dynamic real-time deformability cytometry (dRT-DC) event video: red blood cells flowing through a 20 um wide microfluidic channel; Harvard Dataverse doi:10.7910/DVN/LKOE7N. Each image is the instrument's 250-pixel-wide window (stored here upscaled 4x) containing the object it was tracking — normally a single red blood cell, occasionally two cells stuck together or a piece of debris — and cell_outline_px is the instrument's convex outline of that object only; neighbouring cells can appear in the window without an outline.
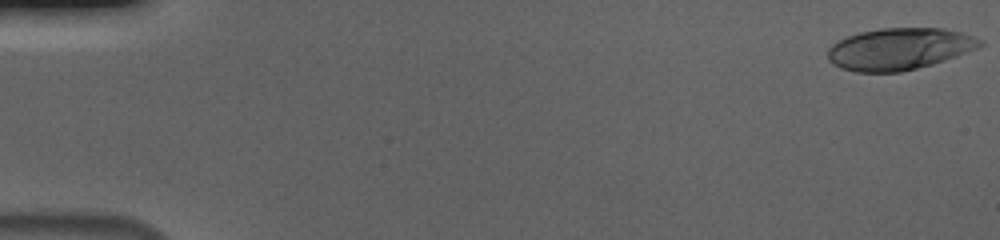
{"species": "human", "species_latin": "Homo sapiens", "temperature_condition": "cold", "stored_images_in_passage": 56, "camera_frame_rate_fps": 3000, "um_per_image_px": 0.085, "donor": {"sex": "male"}, "frame": {"image": 1, "passage_image": 1, "time_ms": 0.0, "image_size_px": [1000, 240], "cell_outline_px": [[984, 44], [976, 48], [956, 56], [932, 64], [900, 72], [856, 72], [840, 68], [832, 64], [828, 60], [828, 48], [832, 44], [848, 36], [860, 32], [880, 28], [944, 28], [960, 32], [984, 40]], "centroid_in_image_um": [76.42, 4.16], "position_along_channel_um": 8.6, "area_um2": 36.99}}
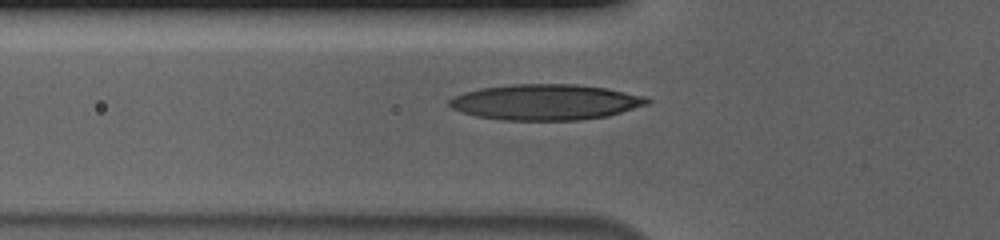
{"frame": {"image": 2, "passage_image": 20, "time_ms": 6.333, "image_size_px": [1000, 240], "cell_outline_px": [[652, 100], [648, 104], [608, 116], [580, 120], [504, 120], [476, 116], [452, 108], [448, 104], [448, 100], [452, 96], [464, 92], [480, 88], [508, 84], [576, 84], [608, 88], [644, 96]], "centroid_in_image_um": [46.37, 8.67], "position_along_channel_um": 79.4, "area_um2": 41.33}}
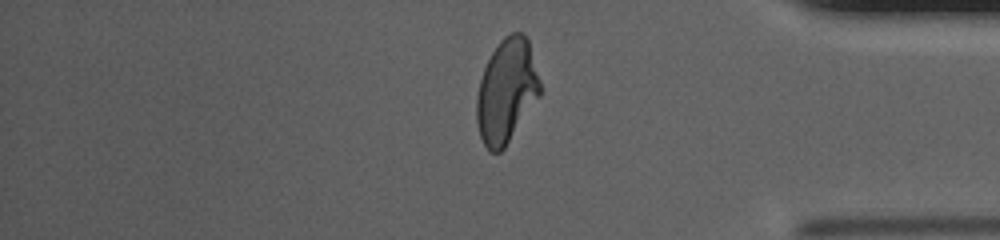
{"frame": {"image": 3, "passage_image": 47, "time_ms": 15.333, "image_size_px": [1000, 240], "cell_outline_px": [[540, 96], [504, 148], [500, 152], [488, 152], [480, 136], [476, 120], [476, 96], [480, 80], [484, 68], [492, 52], [500, 40], [504, 36], [512, 32], [524, 32], [528, 40], [540, 80]], "centroid_in_image_um": [43.05, 7.73], "position_along_channel_um": 392.2, "area_um2": 38.38}, "authors_computed_cell_mechanics": {"area_um2": 38.1769, "velocity_mm_per_s": 3.7, "shape_relaxation_time_tau1_ms": 5.7208, "shape_relaxation_time_tau2_ms": 1.3246, "deformation_change_tau1": 0.2244, "deformation_change_tau2": 0.0895}}